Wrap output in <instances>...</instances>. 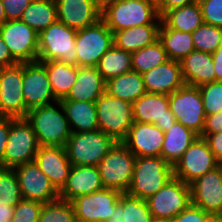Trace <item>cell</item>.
Segmentation results:
<instances>
[{
	"label": "cell",
	"mask_w": 222,
	"mask_h": 222,
	"mask_svg": "<svg viewBox=\"0 0 222 222\" xmlns=\"http://www.w3.org/2000/svg\"><path fill=\"white\" fill-rule=\"evenodd\" d=\"M205 222H222V215H211Z\"/></svg>",
	"instance_id": "9f6ffc18"
},
{
	"label": "cell",
	"mask_w": 222,
	"mask_h": 222,
	"mask_svg": "<svg viewBox=\"0 0 222 222\" xmlns=\"http://www.w3.org/2000/svg\"><path fill=\"white\" fill-rule=\"evenodd\" d=\"M13 119L14 118L10 117H0V168H2V160L9 137L11 121Z\"/></svg>",
	"instance_id": "c3c4849f"
},
{
	"label": "cell",
	"mask_w": 222,
	"mask_h": 222,
	"mask_svg": "<svg viewBox=\"0 0 222 222\" xmlns=\"http://www.w3.org/2000/svg\"><path fill=\"white\" fill-rule=\"evenodd\" d=\"M99 130L122 142L134 123L133 103L104 92L96 101Z\"/></svg>",
	"instance_id": "8992f818"
},
{
	"label": "cell",
	"mask_w": 222,
	"mask_h": 222,
	"mask_svg": "<svg viewBox=\"0 0 222 222\" xmlns=\"http://www.w3.org/2000/svg\"><path fill=\"white\" fill-rule=\"evenodd\" d=\"M160 29L194 32L204 21L199 2L167 11L162 17Z\"/></svg>",
	"instance_id": "f546056e"
},
{
	"label": "cell",
	"mask_w": 222,
	"mask_h": 222,
	"mask_svg": "<svg viewBox=\"0 0 222 222\" xmlns=\"http://www.w3.org/2000/svg\"><path fill=\"white\" fill-rule=\"evenodd\" d=\"M106 91V81L97 67H78L75 84L61 100L95 102Z\"/></svg>",
	"instance_id": "484cf974"
},
{
	"label": "cell",
	"mask_w": 222,
	"mask_h": 222,
	"mask_svg": "<svg viewBox=\"0 0 222 222\" xmlns=\"http://www.w3.org/2000/svg\"><path fill=\"white\" fill-rule=\"evenodd\" d=\"M22 92L28 111L58 101L53 94L46 68L38 61L23 63Z\"/></svg>",
	"instance_id": "2e32d148"
},
{
	"label": "cell",
	"mask_w": 222,
	"mask_h": 222,
	"mask_svg": "<svg viewBox=\"0 0 222 222\" xmlns=\"http://www.w3.org/2000/svg\"><path fill=\"white\" fill-rule=\"evenodd\" d=\"M133 119L153 123L164 133L176 122L169 105V95L145 93L133 103Z\"/></svg>",
	"instance_id": "ac0fdd59"
},
{
	"label": "cell",
	"mask_w": 222,
	"mask_h": 222,
	"mask_svg": "<svg viewBox=\"0 0 222 222\" xmlns=\"http://www.w3.org/2000/svg\"><path fill=\"white\" fill-rule=\"evenodd\" d=\"M14 171L17 173L23 199L42 204L59 199V192L34 161L19 165Z\"/></svg>",
	"instance_id": "e0dca14e"
},
{
	"label": "cell",
	"mask_w": 222,
	"mask_h": 222,
	"mask_svg": "<svg viewBox=\"0 0 222 222\" xmlns=\"http://www.w3.org/2000/svg\"><path fill=\"white\" fill-rule=\"evenodd\" d=\"M161 24L131 27L113 33L114 45L128 52H135L159 39Z\"/></svg>",
	"instance_id": "83f0119b"
},
{
	"label": "cell",
	"mask_w": 222,
	"mask_h": 222,
	"mask_svg": "<svg viewBox=\"0 0 222 222\" xmlns=\"http://www.w3.org/2000/svg\"><path fill=\"white\" fill-rule=\"evenodd\" d=\"M131 54L132 70L137 71L140 74H143L169 60L166 50L159 39Z\"/></svg>",
	"instance_id": "8d00e7d4"
},
{
	"label": "cell",
	"mask_w": 222,
	"mask_h": 222,
	"mask_svg": "<svg viewBox=\"0 0 222 222\" xmlns=\"http://www.w3.org/2000/svg\"><path fill=\"white\" fill-rule=\"evenodd\" d=\"M200 137L206 140L210 150L219 161L222 158V130L218 133L201 135Z\"/></svg>",
	"instance_id": "681fc988"
},
{
	"label": "cell",
	"mask_w": 222,
	"mask_h": 222,
	"mask_svg": "<svg viewBox=\"0 0 222 222\" xmlns=\"http://www.w3.org/2000/svg\"><path fill=\"white\" fill-rule=\"evenodd\" d=\"M14 214V207L0 202V222H11Z\"/></svg>",
	"instance_id": "f5cc1de1"
},
{
	"label": "cell",
	"mask_w": 222,
	"mask_h": 222,
	"mask_svg": "<svg viewBox=\"0 0 222 222\" xmlns=\"http://www.w3.org/2000/svg\"><path fill=\"white\" fill-rule=\"evenodd\" d=\"M146 201L153 218L172 221L191 204V187L173 176Z\"/></svg>",
	"instance_id": "9c48e42d"
},
{
	"label": "cell",
	"mask_w": 222,
	"mask_h": 222,
	"mask_svg": "<svg viewBox=\"0 0 222 222\" xmlns=\"http://www.w3.org/2000/svg\"><path fill=\"white\" fill-rule=\"evenodd\" d=\"M7 21L3 1L0 0V27Z\"/></svg>",
	"instance_id": "11a10c76"
},
{
	"label": "cell",
	"mask_w": 222,
	"mask_h": 222,
	"mask_svg": "<svg viewBox=\"0 0 222 222\" xmlns=\"http://www.w3.org/2000/svg\"><path fill=\"white\" fill-rule=\"evenodd\" d=\"M103 189L97 166H71L67 181L59 191V199L71 202L78 196Z\"/></svg>",
	"instance_id": "7402d4cb"
},
{
	"label": "cell",
	"mask_w": 222,
	"mask_h": 222,
	"mask_svg": "<svg viewBox=\"0 0 222 222\" xmlns=\"http://www.w3.org/2000/svg\"><path fill=\"white\" fill-rule=\"evenodd\" d=\"M121 194L119 190L104 188L78 196L70 202L77 222H106L119 203Z\"/></svg>",
	"instance_id": "9a60e30c"
},
{
	"label": "cell",
	"mask_w": 222,
	"mask_h": 222,
	"mask_svg": "<svg viewBox=\"0 0 222 222\" xmlns=\"http://www.w3.org/2000/svg\"><path fill=\"white\" fill-rule=\"evenodd\" d=\"M76 34V29L68 27L61 21L52 23L38 35L37 61L57 60L77 66Z\"/></svg>",
	"instance_id": "5b68a950"
},
{
	"label": "cell",
	"mask_w": 222,
	"mask_h": 222,
	"mask_svg": "<svg viewBox=\"0 0 222 222\" xmlns=\"http://www.w3.org/2000/svg\"><path fill=\"white\" fill-rule=\"evenodd\" d=\"M23 63L0 69V117L25 118Z\"/></svg>",
	"instance_id": "5bb4252c"
},
{
	"label": "cell",
	"mask_w": 222,
	"mask_h": 222,
	"mask_svg": "<svg viewBox=\"0 0 222 222\" xmlns=\"http://www.w3.org/2000/svg\"><path fill=\"white\" fill-rule=\"evenodd\" d=\"M165 133L153 123L134 121L122 143L136 157H161Z\"/></svg>",
	"instance_id": "ffe728a7"
},
{
	"label": "cell",
	"mask_w": 222,
	"mask_h": 222,
	"mask_svg": "<svg viewBox=\"0 0 222 222\" xmlns=\"http://www.w3.org/2000/svg\"><path fill=\"white\" fill-rule=\"evenodd\" d=\"M151 222H171V220L153 218Z\"/></svg>",
	"instance_id": "6f0895ef"
},
{
	"label": "cell",
	"mask_w": 222,
	"mask_h": 222,
	"mask_svg": "<svg viewBox=\"0 0 222 222\" xmlns=\"http://www.w3.org/2000/svg\"><path fill=\"white\" fill-rule=\"evenodd\" d=\"M135 161L136 156L122 142H117L97 165L104 188L127 193Z\"/></svg>",
	"instance_id": "52a82bcc"
},
{
	"label": "cell",
	"mask_w": 222,
	"mask_h": 222,
	"mask_svg": "<svg viewBox=\"0 0 222 222\" xmlns=\"http://www.w3.org/2000/svg\"><path fill=\"white\" fill-rule=\"evenodd\" d=\"M117 141L101 130L72 132L65 150L72 166H97Z\"/></svg>",
	"instance_id": "3957f363"
},
{
	"label": "cell",
	"mask_w": 222,
	"mask_h": 222,
	"mask_svg": "<svg viewBox=\"0 0 222 222\" xmlns=\"http://www.w3.org/2000/svg\"><path fill=\"white\" fill-rule=\"evenodd\" d=\"M72 132L96 131L98 119L95 102L60 100Z\"/></svg>",
	"instance_id": "f1b7e54d"
},
{
	"label": "cell",
	"mask_w": 222,
	"mask_h": 222,
	"mask_svg": "<svg viewBox=\"0 0 222 222\" xmlns=\"http://www.w3.org/2000/svg\"><path fill=\"white\" fill-rule=\"evenodd\" d=\"M20 20L40 34L58 20L55 1L32 0Z\"/></svg>",
	"instance_id": "836d02e7"
},
{
	"label": "cell",
	"mask_w": 222,
	"mask_h": 222,
	"mask_svg": "<svg viewBox=\"0 0 222 222\" xmlns=\"http://www.w3.org/2000/svg\"><path fill=\"white\" fill-rule=\"evenodd\" d=\"M169 105L177 122L202 135L206 113L198 86L184 84L169 95Z\"/></svg>",
	"instance_id": "8fae6325"
},
{
	"label": "cell",
	"mask_w": 222,
	"mask_h": 222,
	"mask_svg": "<svg viewBox=\"0 0 222 222\" xmlns=\"http://www.w3.org/2000/svg\"><path fill=\"white\" fill-rule=\"evenodd\" d=\"M38 33L21 20L6 21L0 27V36L12 57L19 63L38 59Z\"/></svg>",
	"instance_id": "4fadbf2b"
},
{
	"label": "cell",
	"mask_w": 222,
	"mask_h": 222,
	"mask_svg": "<svg viewBox=\"0 0 222 222\" xmlns=\"http://www.w3.org/2000/svg\"><path fill=\"white\" fill-rule=\"evenodd\" d=\"M214 62L215 81H222V44L212 54Z\"/></svg>",
	"instance_id": "816d5d0a"
},
{
	"label": "cell",
	"mask_w": 222,
	"mask_h": 222,
	"mask_svg": "<svg viewBox=\"0 0 222 222\" xmlns=\"http://www.w3.org/2000/svg\"><path fill=\"white\" fill-rule=\"evenodd\" d=\"M7 21L20 20L32 0H2Z\"/></svg>",
	"instance_id": "f6af8a7d"
},
{
	"label": "cell",
	"mask_w": 222,
	"mask_h": 222,
	"mask_svg": "<svg viewBox=\"0 0 222 222\" xmlns=\"http://www.w3.org/2000/svg\"><path fill=\"white\" fill-rule=\"evenodd\" d=\"M58 21L79 30L90 27L101 19L96 0H57Z\"/></svg>",
	"instance_id": "44dd1931"
},
{
	"label": "cell",
	"mask_w": 222,
	"mask_h": 222,
	"mask_svg": "<svg viewBox=\"0 0 222 222\" xmlns=\"http://www.w3.org/2000/svg\"><path fill=\"white\" fill-rule=\"evenodd\" d=\"M159 40L166 50L168 59L180 61L195 51L192 33L174 29H159Z\"/></svg>",
	"instance_id": "d590c367"
},
{
	"label": "cell",
	"mask_w": 222,
	"mask_h": 222,
	"mask_svg": "<svg viewBox=\"0 0 222 222\" xmlns=\"http://www.w3.org/2000/svg\"><path fill=\"white\" fill-rule=\"evenodd\" d=\"M38 222H77L72 204L61 199L45 203Z\"/></svg>",
	"instance_id": "f35d334b"
},
{
	"label": "cell",
	"mask_w": 222,
	"mask_h": 222,
	"mask_svg": "<svg viewBox=\"0 0 222 222\" xmlns=\"http://www.w3.org/2000/svg\"><path fill=\"white\" fill-rule=\"evenodd\" d=\"M152 219L146 200L122 193L119 203L106 222H151Z\"/></svg>",
	"instance_id": "d6a6232c"
},
{
	"label": "cell",
	"mask_w": 222,
	"mask_h": 222,
	"mask_svg": "<svg viewBox=\"0 0 222 222\" xmlns=\"http://www.w3.org/2000/svg\"><path fill=\"white\" fill-rule=\"evenodd\" d=\"M34 162L59 192L65 185L72 166L65 147L40 146Z\"/></svg>",
	"instance_id": "cb8c5ba5"
},
{
	"label": "cell",
	"mask_w": 222,
	"mask_h": 222,
	"mask_svg": "<svg viewBox=\"0 0 222 222\" xmlns=\"http://www.w3.org/2000/svg\"><path fill=\"white\" fill-rule=\"evenodd\" d=\"M195 51L213 54L222 44V28L203 23L192 32Z\"/></svg>",
	"instance_id": "74e56055"
},
{
	"label": "cell",
	"mask_w": 222,
	"mask_h": 222,
	"mask_svg": "<svg viewBox=\"0 0 222 222\" xmlns=\"http://www.w3.org/2000/svg\"><path fill=\"white\" fill-rule=\"evenodd\" d=\"M191 204L211 215H222L221 167L205 173L190 184Z\"/></svg>",
	"instance_id": "d6986e66"
},
{
	"label": "cell",
	"mask_w": 222,
	"mask_h": 222,
	"mask_svg": "<svg viewBox=\"0 0 222 222\" xmlns=\"http://www.w3.org/2000/svg\"><path fill=\"white\" fill-rule=\"evenodd\" d=\"M142 77L146 93L170 95L185 84L179 61L171 59L144 72Z\"/></svg>",
	"instance_id": "603a6c76"
},
{
	"label": "cell",
	"mask_w": 222,
	"mask_h": 222,
	"mask_svg": "<svg viewBox=\"0 0 222 222\" xmlns=\"http://www.w3.org/2000/svg\"><path fill=\"white\" fill-rule=\"evenodd\" d=\"M22 199L17 173L0 168V202L15 207Z\"/></svg>",
	"instance_id": "ab89813d"
},
{
	"label": "cell",
	"mask_w": 222,
	"mask_h": 222,
	"mask_svg": "<svg viewBox=\"0 0 222 222\" xmlns=\"http://www.w3.org/2000/svg\"><path fill=\"white\" fill-rule=\"evenodd\" d=\"M218 166L222 168V158L218 161Z\"/></svg>",
	"instance_id": "680465c9"
},
{
	"label": "cell",
	"mask_w": 222,
	"mask_h": 222,
	"mask_svg": "<svg viewBox=\"0 0 222 222\" xmlns=\"http://www.w3.org/2000/svg\"><path fill=\"white\" fill-rule=\"evenodd\" d=\"M39 147L36 134L26 118L13 119L2 160V168L14 169L19 165L34 161Z\"/></svg>",
	"instance_id": "ba28073f"
},
{
	"label": "cell",
	"mask_w": 222,
	"mask_h": 222,
	"mask_svg": "<svg viewBox=\"0 0 222 222\" xmlns=\"http://www.w3.org/2000/svg\"><path fill=\"white\" fill-rule=\"evenodd\" d=\"M101 20L113 33L135 26L162 23L154 0H119L101 11Z\"/></svg>",
	"instance_id": "7a4b0ae2"
},
{
	"label": "cell",
	"mask_w": 222,
	"mask_h": 222,
	"mask_svg": "<svg viewBox=\"0 0 222 222\" xmlns=\"http://www.w3.org/2000/svg\"><path fill=\"white\" fill-rule=\"evenodd\" d=\"M222 130V111L206 115L202 135L218 133Z\"/></svg>",
	"instance_id": "bcb514c9"
},
{
	"label": "cell",
	"mask_w": 222,
	"mask_h": 222,
	"mask_svg": "<svg viewBox=\"0 0 222 222\" xmlns=\"http://www.w3.org/2000/svg\"><path fill=\"white\" fill-rule=\"evenodd\" d=\"M131 52L122 50L113 45L99 60L97 70L107 82L109 79L120 76L132 70Z\"/></svg>",
	"instance_id": "e575fe53"
},
{
	"label": "cell",
	"mask_w": 222,
	"mask_h": 222,
	"mask_svg": "<svg viewBox=\"0 0 222 222\" xmlns=\"http://www.w3.org/2000/svg\"><path fill=\"white\" fill-rule=\"evenodd\" d=\"M119 0H96L97 6L102 11L107 6L117 3Z\"/></svg>",
	"instance_id": "db71d44e"
},
{
	"label": "cell",
	"mask_w": 222,
	"mask_h": 222,
	"mask_svg": "<svg viewBox=\"0 0 222 222\" xmlns=\"http://www.w3.org/2000/svg\"><path fill=\"white\" fill-rule=\"evenodd\" d=\"M211 216L199 207L190 204L184 211L171 222H205Z\"/></svg>",
	"instance_id": "ee69618b"
},
{
	"label": "cell",
	"mask_w": 222,
	"mask_h": 222,
	"mask_svg": "<svg viewBox=\"0 0 222 222\" xmlns=\"http://www.w3.org/2000/svg\"><path fill=\"white\" fill-rule=\"evenodd\" d=\"M43 204L22 199L15 207L11 222H38Z\"/></svg>",
	"instance_id": "b9f144b4"
},
{
	"label": "cell",
	"mask_w": 222,
	"mask_h": 222,
	"mask_svg": "<svg viewBox=\"0 0 222 222\" xmlns=\"http://www.w3.org/2000/svg\"><path fill=\"white\" fill-rule=\"evenodd\" d=\"M26 120L40 146L64 147L72 131L60 101L29 110Z\"/></svg>",
	"instance_id": "6da1fadb"
},
{
	"label": "cell",
	"mask_w": 222,
	"mask_h": 222,
	"mask_svg": "<svg viewBox=\"0 0 222 222\" xmlns=\"http://www.w3.org/2000/svg\"><path fill=\"white\" fill-rule=\"evenodd\" d=\"M173 177V167L161 157H136L127 193L143 200L156 194Z\"/></svg>",
	"instance_id": "277c9868"
},
{
	"label": "cell",
	"mask_w": 222,
	"mask_h": 222,
	"mask_svg": "<svg viewBox=\"0 0 222 222\" xmlns=\"http://www.w3.org/2000/svg\"><path fill=\"white\" fill-rule=\"evenodd\" d=\"M199 136L185 127L182 123L175 122L166 132L161 149V158L172 167L180 160L185 151Z\"/></svg>",
	"instance_id": "4316f807"
},
{
	"label": "cell",
	"mask_w": 222,
	"mask_h": 222,
	"mask_svg": "<svg viewBox=\"0 0 222 222\" xmlns=\"http://www.w3.org/2000/svg\"><path fill=\"white\" fill-rule=\"evenodd\" d=\"M179 63L185 84L199 87L215 81L212 54L192 51L183 57Z\"/></svg>",
	"instance_id": "d4e9b609"
},
{
	"label": "cell",
	"mask_w": 222,
	"mask_h": 222,
	"mask_svg": "<svg viewBox=\"0 0 222 222\" xmlns=\"http://www.w3.org/2000/svg\"><path fill=\"white\" fill-rule=\"evenodd\" d=\"M205 24L222 28V0H198Z\"/></svg>",
	"instance_id": "7bdbcfd3"
},
{
	"label": "cell",
	"mask_w": 222,
	"mask_h": 222,
	"mask_svg": "<svg viewBox=\"0 0 222 222\" xmlns=\"http://www.w3.org/2000/svg\"><path fill=\"white\" fill-rule=\"evenodd\" d=\"M216 167H218V160L206 140L199 136L173 167V176L190 185Z\"/></svg>",
	"instance_id": "7c38bea8"
},
{
	"label": "cell",
	"mask_w": 222,
	"mask_h": 222,
	"mask_svg": "<svg viewBox=\"0 0 222 222\" xmlns=\"http://www.w3.org/2000/svg\"><path fill=\"white\" fill-rule=\"evenodd\" d=\"M106 92L111 96L134 103L146 93L142 74L131 70L111 78L106 82Z\"/></svg>",
	"instance_id": "4dcf8cb0"
},
{
	"label": "cell",
	"mask_w": 222,
	"mask_h": 222,
	"mask_svg": "<svg viewBox=\"0 0 222 222\" xmlns=\"http://www.w3.org/2000/svg\"><path fill=\"white\" fill-rule=\"evenodd\" d=\"M19 64L13 57L8 48L0 36V69L8 68Z\"/></svg>",
	"instance_id": "f907efd6"
},
{
	"label": "cell",
	"mask_w": 222,
	"mask_h": 222,
	"mask_svg": "<svg viewBox=\"0 0 222 222\" xmlns=\"http://www.w3.org/2000/svg\"><path fill=\"white\" fill-rule=\"evenodd\" d=\"M38 62L46 68L55 98L58 101L65 98L71 87L75 84L78 66L62 63L57 60Z\"/></svg>",
	"instance_id": "1f68e13d"
},
{
	"label": "cell",
	"mask_w": 222,
	"mask_h": 222,
	"mask_svg": "<svg viewBox=\"0 0 222 222\" xmlns=\"http://www.w3.org/2000/svg\"><path fill=\"white\" fill-rule=\"evenodd\" d=\"M113 45V32L101 19L90 27L77 30L75 41L77 66L96 67L101 57Z\"/></svg>",
	"instance_id": "30bf717a"
},
{
	"label": "cell",
	"mask_w": 222,
	"mask_h": 222,
	"mask_svg": "<svg viewBox=\"0 0 222 222\" xmlns=\"http://www.w3.org/2000/svg\"><path fill=\"white\" fill-rule=\"evenodd\" d=\"M154 2L159 16L162 17L169 10L194 4L198 0H154Z\"/></svg>",
	"instance_id": "7dc6e473"
},
{
	"label": "cell",
	"mask_w": 222,
	"mask_h": 222,
	"mask_svg": "<svg viewBox=\"0 0 222 222\" xmlns=\"http://www.w3.org/2000/svg\"><path fill=\"white\" fill-rule=\"evenodd\" d=\"M206 115L222 111V81H212L199 86Z\"/></svg>",
	"instance_id": "60d3db41"
}]
</instances>
